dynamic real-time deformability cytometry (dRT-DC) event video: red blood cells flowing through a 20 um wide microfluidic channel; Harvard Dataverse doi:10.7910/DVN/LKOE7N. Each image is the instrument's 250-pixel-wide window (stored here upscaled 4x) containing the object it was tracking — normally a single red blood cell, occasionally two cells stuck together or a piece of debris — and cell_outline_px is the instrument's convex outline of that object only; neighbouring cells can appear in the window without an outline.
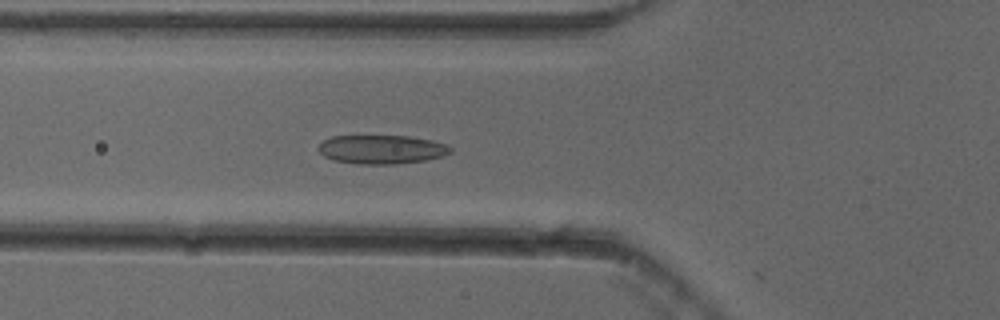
{"species": "common noctule bat (a hibernating species)", "species_latin": "Nyctalus noctula", "temperature_condition": "cold", "stored_images_in_passage": 53, "camera_frame_rate_fps": 3000, "um_per_image_px": 0.085, "animal": {"sex": "female"}, "frame": {"image": 1, "passage_image": 19, "time_ms": 6.0, "image_size_px": [1000, 320], "cell_outline_px": [[452, 152], [444, 156], [424, 160], [396, 164], [356, 164], [332, 160], [324, 156], [316, 148], [324, 140], [332, 136], [408, 136], [432, 140], [448, 144], [452, 148]], "centroid_in_image_um": [32.45, 12.7], "position_along_channel_um": 93.4, "area_um2": 22.37}}
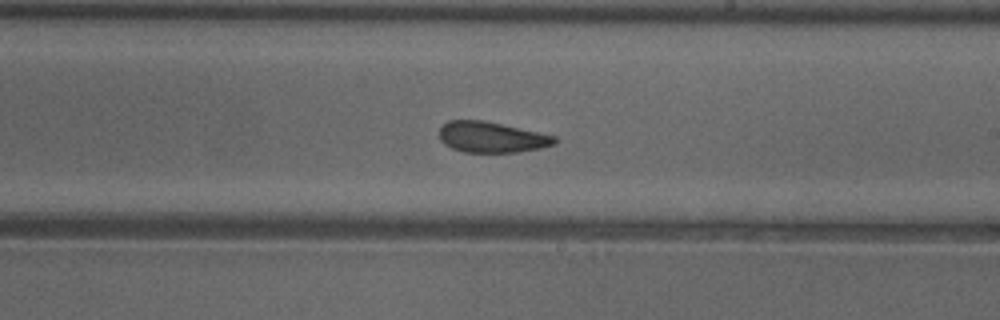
{"frame": {"image": 2, "passage_image": 31, "time_ms": 10.0, "image_size_px": [1000, 320], "cell_outline_px": [[556, 144], [540, 148], [516, 152], [464, 152], [452, 148], [444, 144], [440, 140], [440, 128], [448, 120], [484, 120], [556, 136]], "centroid_in_image_um": [41.77, 11.66], "position_along_channel_um": 247.2, "area_um2": 20.58}}
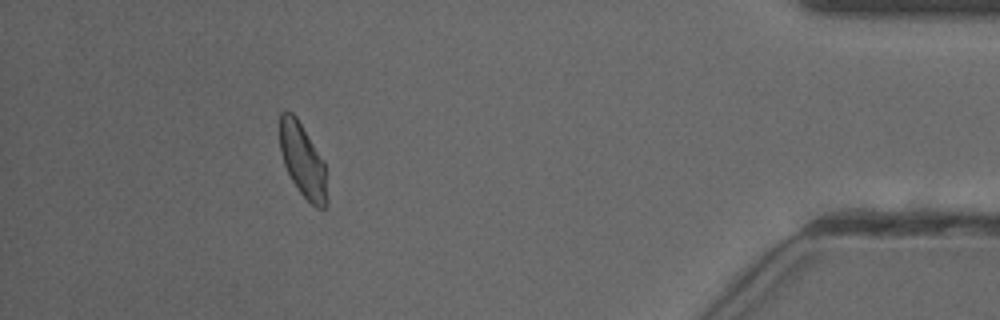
{"frame": {"image": 3, "passage_image": 48, "time_ms": 15.667, "image_size_px": [1000, 320], "cell_outline_px": [[328, 204], [324, 208], [316, 208], [300, 192], [292, 180], [284, 164], [280, 152], [280, 112], [284, 108], [292, 112], [296, 116], [324, 160], [328, 200]], "centroid_in_image_um": [25.74, 13.62], "position_along_channel_um": 409.5, "area_um2": 20.4}, "authors_computed_cell_mechanics": {"area_um2": 21.5594, "velocity_mm_per_s": 3.8388, "shape_relaxation_time_tau1_ms": 6.2052, "shape_relaxation_time_tau2_ms": 1.673, "deformation_change_tau1": 0.1206, "deformation_change_tau2": 0.0783}}